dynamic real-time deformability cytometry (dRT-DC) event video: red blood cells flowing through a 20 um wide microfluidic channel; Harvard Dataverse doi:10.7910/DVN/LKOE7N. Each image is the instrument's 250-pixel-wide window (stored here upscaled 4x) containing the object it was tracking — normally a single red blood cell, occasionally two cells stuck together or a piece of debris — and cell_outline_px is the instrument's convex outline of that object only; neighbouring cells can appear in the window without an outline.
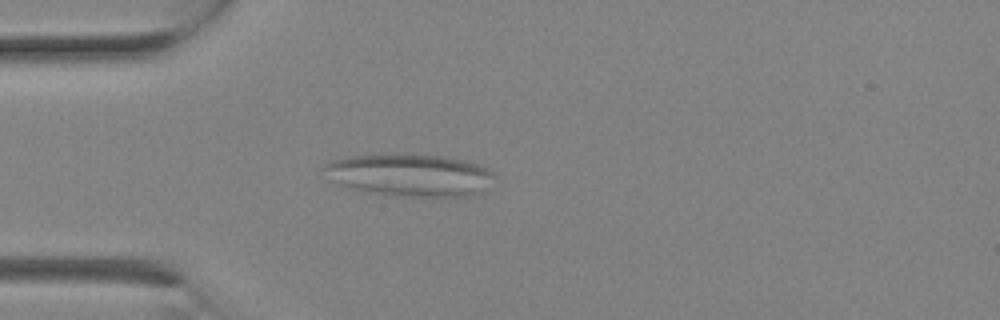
{"species": "Egyptian fruit bat (a non-hibernating species)", "species_latin": "Rousettus aegyptiacus", "temperature_condition": "room temperature", "stored_images_in_passage": 2, "camera_frame_rate_fps": 3000, "um_per_image_px": 0.085, "animal": {"sex": "female"}, "frame": {"image": 1, "passage_image": 1, "time_ms": 0.0, "image_size_px": [1000, 320], "cell_outline_px": [[496, 176], [476, 196], [404, 196], [368, 192], [352, 188], [332, 180], [324, 168], [324, 164], [332, 160], [348, 156], [444, 156], [464, 160], [480, 164], [488, 168]], "centroid_in_image_um": [34.91, 14.9], "position_along_channel_um": 50.1, "area_um2": 40.98}}